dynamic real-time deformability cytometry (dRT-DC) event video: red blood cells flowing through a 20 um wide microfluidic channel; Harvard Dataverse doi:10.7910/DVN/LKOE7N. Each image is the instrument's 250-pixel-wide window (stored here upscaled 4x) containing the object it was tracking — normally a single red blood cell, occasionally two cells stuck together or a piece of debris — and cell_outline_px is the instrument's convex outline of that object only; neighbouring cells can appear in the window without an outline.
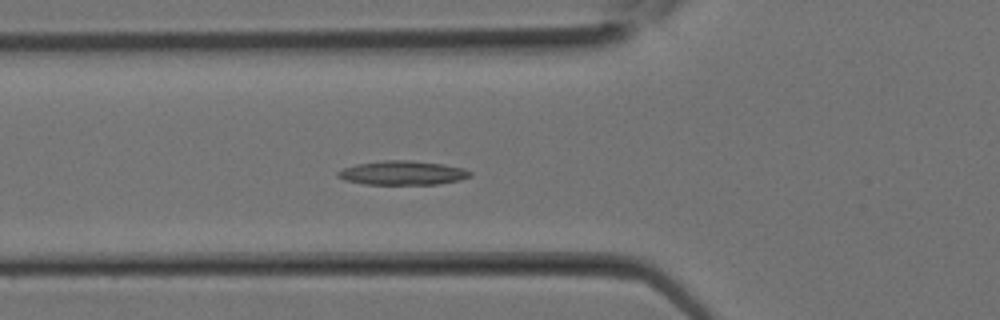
{"species": "Egyptian fruit bat (a non-hibernating species)", "species_latin": "Rousettus aegyptiacus", "temperature_condition": "room temperature", "stored_images_in_passage": 12, "camera_frame_rate_fps": 3000, "um_per_image_px": 0.085, "animal": {"sex": "female"}, "frame": {"image": 1, "passage_image": 10, "time_ms": 3.0, "image_size_px": [1000, 320], "cell_outline_px": [[472, 176], [460, 180], [436, 184], [364, 184], [344, 180], [336, 176], [336, 172], [344, 168], [356, 164], [384, 160], [408, 160], [444, 164], [464, 168], [472, 172]], "centroid_in_image_um": [34.22, 14.69], "position_along_channel_um": 91.6, "area_um2": 18.61}}
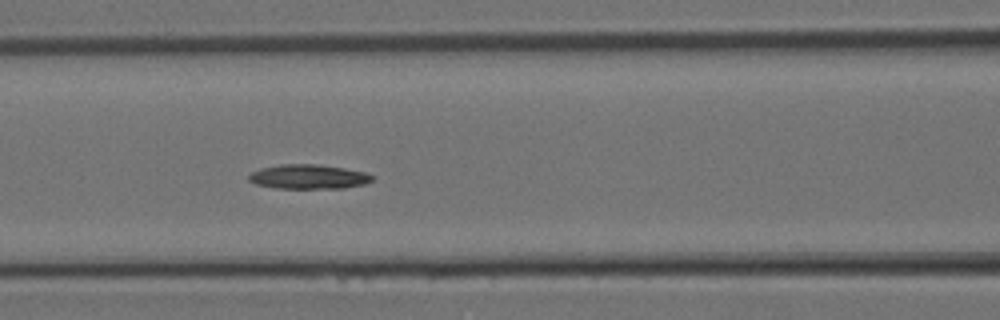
{"frame": {"image": 2, "passage_image": 12, "time_ms": 3.667, "image_size_px": [1000, 320], "cell_outline_px": [[376, 176], [372, 180], [364, 184], [344, 188], [276, 188], [256, 184], [248, 180], [248, 176], [252, 172], [260, 168], [280, 164], [316, 164], [344, 168], [368, 172]], "centroid_in_image_um": [26.25, 15.01], "position_along_channel_um": 140.3, "area_um2": 17.69}}